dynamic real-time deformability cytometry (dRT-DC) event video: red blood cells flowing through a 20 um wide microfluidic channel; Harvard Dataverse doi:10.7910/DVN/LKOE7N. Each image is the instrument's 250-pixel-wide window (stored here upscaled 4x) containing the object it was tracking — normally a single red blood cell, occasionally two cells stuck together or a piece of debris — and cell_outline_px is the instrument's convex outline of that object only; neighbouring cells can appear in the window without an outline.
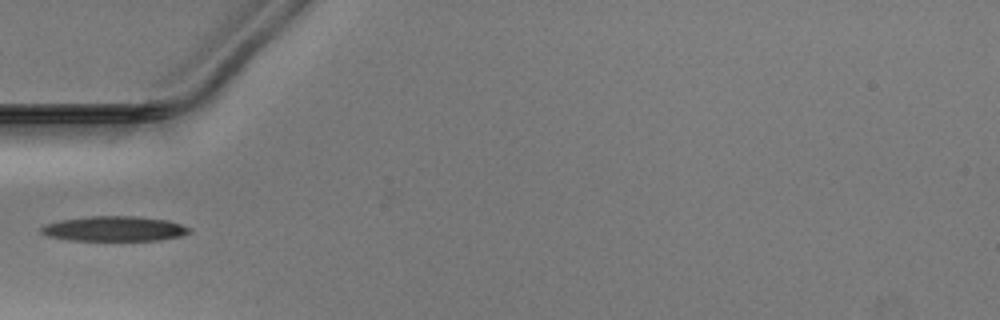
{"species": "Egyptian fruit bat (a non-hibernating species)", "species_latin": "Rousettus aegyptiacus", "temperature_condition": "warm", "stored_images_in_passage": 24, "camera_frame_rate_fps": 3000, "um_per_image_px": 0.085, "animal": {"sex": "male"}, "frame": {"image": 1, "passage_image": 1, "time_ms": 0.0, "image_size_px": [1000, 320], "cell_outline_px": [[192, 232], [184, 236], [160, 240], [68, 240], [48, 236], [40, 232], [40, 228], [44, 224], [60, 220], [92, 216], [136, 216], [168, 220], [192, 228]], "centroid_in_image_um": [9.76, 19.44], "position_along_channel_um": 75.2, "area_um2": 21.73}}
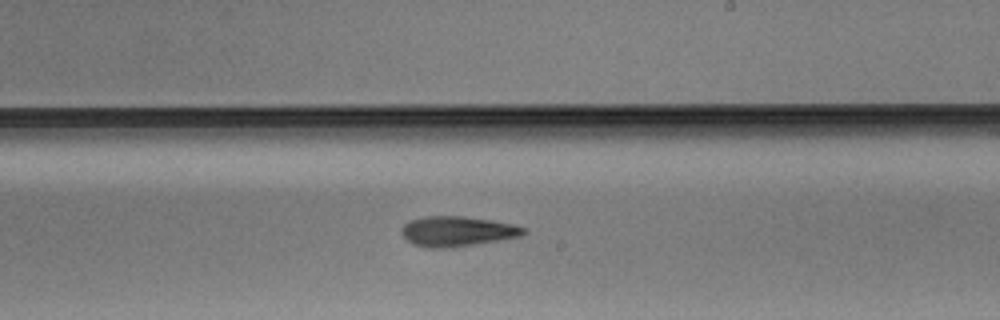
{"frame": {"image": 2, "passage_image": 14, "time_ms": 4.333, "image_size_px": [1000, 320], "cell_outline_px": [[528, 232], [524, 236], [500, 240], [444, 248], [428, 248], [412, 244], [400, 232], [404, 224], [408, 220], [424, 216], [464, 216], [492, 220], [516, 224], [528, 228]], "centroid_in_image_um": [38.92, 19.65], "position_along_channel_um": 250.1, "area_um2": 21.68}}
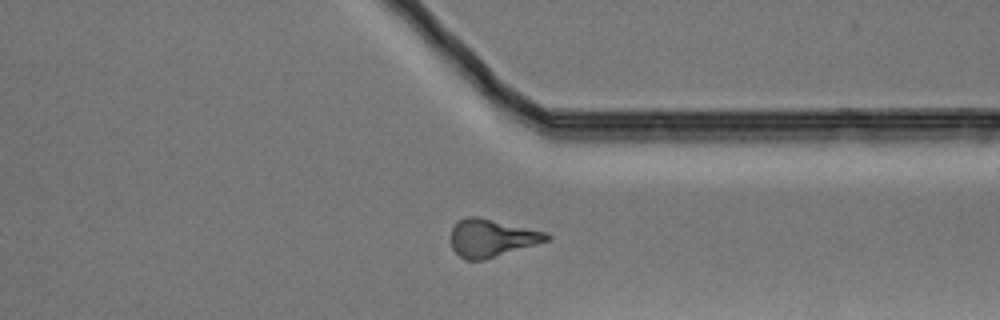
{"frame": {"image": 3, "passage_image": 23, "time_ms": 7.333, "image_size_px": [1000, 320], "cell_outline_px": [[552, 236], [548, 240], [536, 244], [484, 260], [464, 260], [452, 248], [452, 228], [456, 220], [468, 216], [476, 216], [548, 232]], "centroid_in_image_um": [41.79, 20.22], "position_along_channel_um": 369.6, "area_um2": 20.98}}